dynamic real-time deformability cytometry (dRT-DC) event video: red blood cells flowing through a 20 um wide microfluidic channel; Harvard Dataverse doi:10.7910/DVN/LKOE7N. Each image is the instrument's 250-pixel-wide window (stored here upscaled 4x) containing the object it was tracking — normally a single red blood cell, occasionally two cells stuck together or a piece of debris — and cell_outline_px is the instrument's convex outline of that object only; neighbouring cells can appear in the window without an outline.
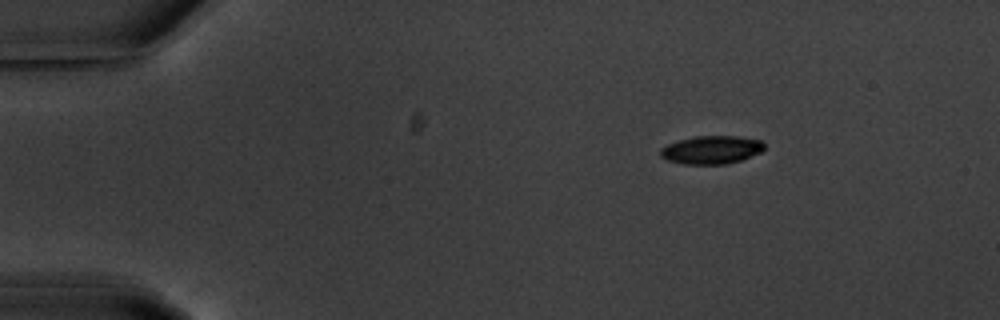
{"species": "common noctule bat (a hibernating species)", "species_latin": "Nyctalus noctula", "temperature_condition": "warm", "stored_images_in_passage": 4, "camera_frame_rate_fps": 3000, "um_per_image_px": 0.085, "animal": {"sex": "male", "body_mass_g": 20.1, "forearm_length_mm": 53.5}, "frame": {"image": 1, "passage_image": 4, "time_ms": 5.0, "image_size_px": [1000, 320], "cell_outline_px": [[764, 148], [760, 152], [740, 160], [728, 164], [684, 164], [668, 160], [660, 156], [660, 148], [668, 144], [680, 140], [696, 136], [736, 136], [760, 140], [764, 144]], "centroid_in_image_um": [60.45, 12.74], "position_along_channel_um": 24.5, "area_um2": 16.88}}